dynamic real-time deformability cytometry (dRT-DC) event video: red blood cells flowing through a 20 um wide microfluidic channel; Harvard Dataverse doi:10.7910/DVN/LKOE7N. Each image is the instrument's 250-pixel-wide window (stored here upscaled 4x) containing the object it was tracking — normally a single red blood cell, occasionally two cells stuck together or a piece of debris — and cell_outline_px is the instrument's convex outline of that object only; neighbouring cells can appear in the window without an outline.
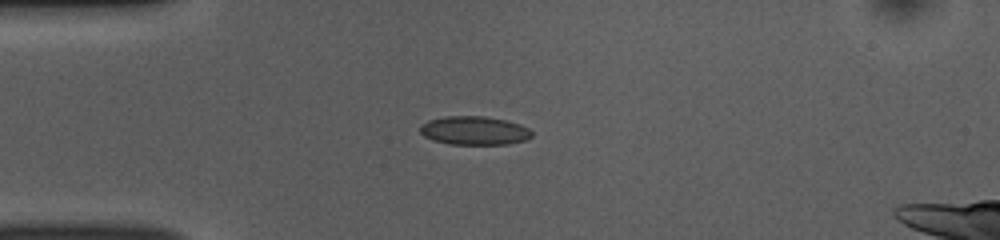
{"species": "common noctule bat (a hibernating species)", "species_latin": "Nyctalus noctula", "temperature_condition": "room temperature", "stored_images_in_passage": 40, "camera_frame_rate_fps": 3000, "um_per_image_px": 0.085, "animal": {"sex": "female", "body_mass_g": 10.0, "forearm_length_mm": 53.1}, "frame": {"image": 1, "passage_image": 1, "time_ms": 0.0, "image_size_px": [1000, 240], "cell_outline_px": [[532, 136], [524, 140], [508, 144], [448, 144], [432, 140], [424, 136], [420, 132], [420, 124], [428, 120], [444, 116], [484, 116], [504, 120], [520, 124], [528, 128], [532, 132]], "centroid_in_image_um": [40.28, 11.1], "position_along_channel_um": 44.7, "area_um2": 18.67}}
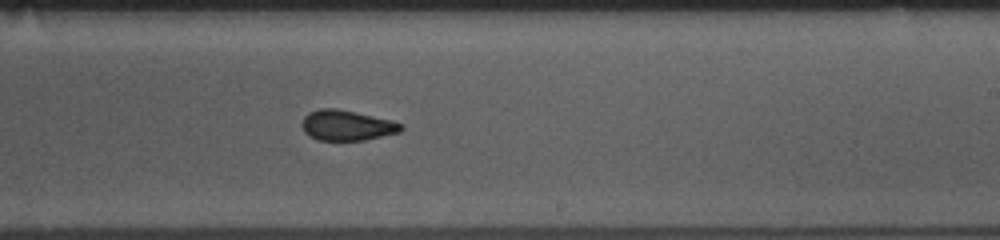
{"frame": {"image": 2, "passage_image": 19, "time_ms": 6.0, "image_size_px": [1000, 240], "cell_outline_px": [[404, 128], [400, 132], [364, 140], [320, 140], [308, 136], [304, 132], [304, 116], [308, 112], [320, 108], [336, 108], [392, 120], [404, 124]], "centroid_in_image_um": [29.51, 10.65], "position_along_channel_um": 259.5, "area_um2": 17.46}}
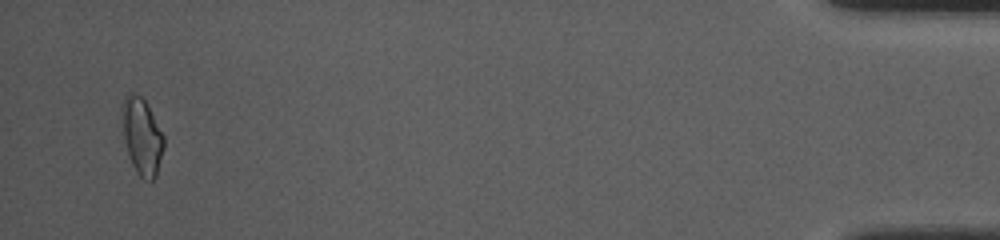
{"frame": {"image": 3, "passage_image": 38, "time_ms": 12.333, "image_size_px": [1000, 240], "cell_outline_px": [[164, 148], [156, 176], [152, 180], [144, 180], [136, 172], [132, 164], [124, 140], [120, 108], [124, 96], [128, 92], [132, 92], [140, 96], [148, 104], [164, 136]], "centroid_in_image_um": [12.05, 11.55], "position_along_channel_um": 423.2, "area_um2": 18.9}, "authors_computed_cell_mechanics": {"area_um2": 17.918, "velocity_mm_per_s": 3.8558, "shape_relaxation_time_tau1_ms": 6.8231, "shape_relaxation_time_tau2_ms": 2.3507, "deformation_change_tau1": 0.1212, "deformation_change_tau2": 0.0703}}